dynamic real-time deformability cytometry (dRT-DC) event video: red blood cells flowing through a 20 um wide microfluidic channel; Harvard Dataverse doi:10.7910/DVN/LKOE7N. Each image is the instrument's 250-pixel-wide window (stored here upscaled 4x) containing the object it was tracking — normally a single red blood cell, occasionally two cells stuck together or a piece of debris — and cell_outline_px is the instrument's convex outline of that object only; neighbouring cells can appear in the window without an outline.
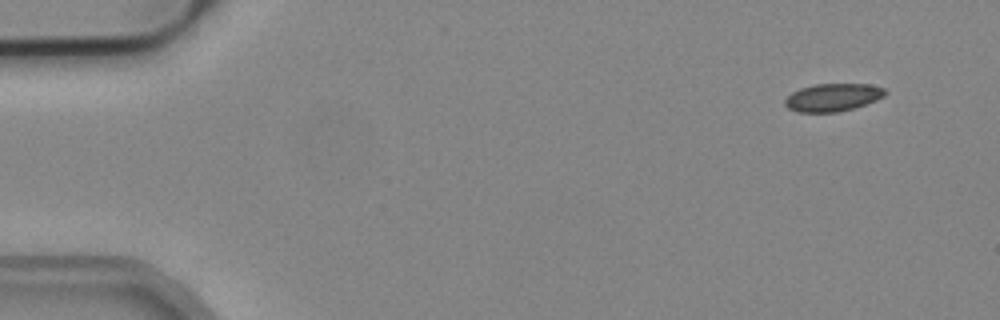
{"species": "common noctule bat (a hibernating species)", "species_latin": "Nyctalus noctula", "temperature_condition": "cold", "stored_images_in_passage": 6, "camera_frame_rate_fps": 3000, "um_per_image_px": 0.085, "animal": {"sex": "male", "body_mass_g": 19.2, "forearm_length_mm": 51.8}, "frame": {"image": 1, "passage_image": 1, "time_ms": 0.0, "image_size_px": [1000, 320], "cell_outline_px": [[888, 92], [884, 96], [876, 100], [852, 108], [836, 112], [796, 112], [788, 108], [784, 104], [784, 100], [792, 92], [800, 88], [816, 84], [868, 84], [884, 88]], "centroid_in_image_um": [70.77, 8.27], "position_along_channel_um": 14.2, "area_um2": 16.13}}
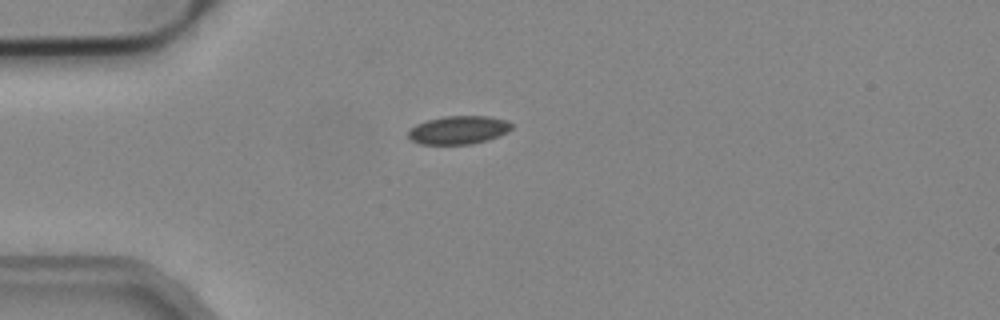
{"frame": {"image": 2, "passage_image": 4, "time_ms": 1.0, "image_size_px": [1000, 320], "cell_outline_px": [[512, 128], [508, 132], [500, 136], [488, 140], [472, 144], [420, 144], [412, 140], [408, 136], [408, 132], [416, 124], [428, 120], [444, 116], [488, 116], [508, 120], [512, 124]], "centroid_in_image_um": [39.02, 11.05], "position_along_channel_um": 46.0, "area_um2": 17.11}}
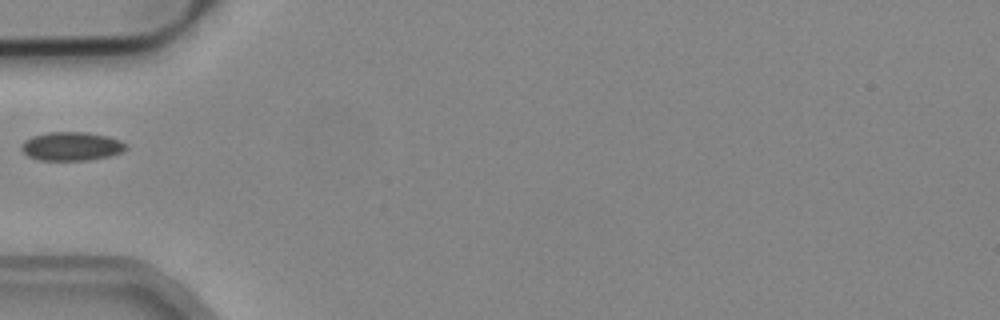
{"frame": {"image": 3, "passage_image": 5, "time_ms": 1.333, "image_size_px": [1000, 320], "cell_outline_px": [[128, 148], [120, 152], [108, 156], [88, 160], [40, 160], [28, 156], [20, 148], [20, 144], [24, 140], [32, 136], [48, 132], [88, 132], [108, 136], [120, 140]], "centroid_in_image_um": [6.04, 12.42], "position_along_channel_um": 79.0, "area_um2": 17.46}}